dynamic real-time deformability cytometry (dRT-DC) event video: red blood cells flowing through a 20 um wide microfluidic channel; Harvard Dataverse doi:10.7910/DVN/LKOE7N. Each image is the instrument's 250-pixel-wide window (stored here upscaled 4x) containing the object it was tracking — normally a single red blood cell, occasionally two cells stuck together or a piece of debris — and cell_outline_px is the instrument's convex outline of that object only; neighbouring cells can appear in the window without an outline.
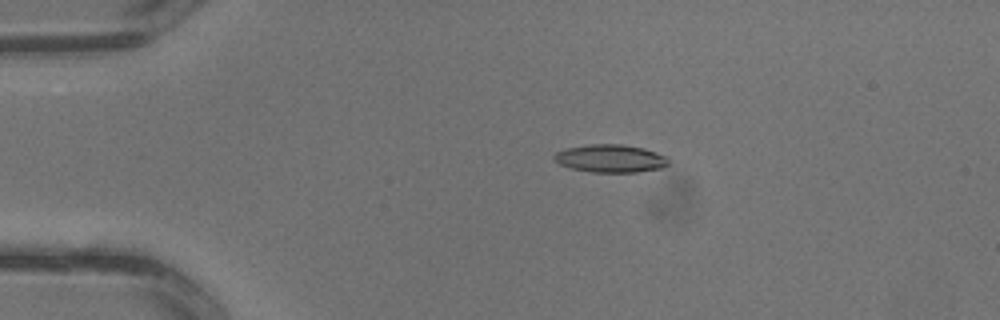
{"species": "common noctule bat (a hibernating species)", "species_latin": "Nyctalus noctula", "temperature_condition": "warm", "stored_images_in_passage": 3, "camera_frame_rate_fps": 3000, "um_per_image_px": 0.085, "animal": {"sex": "male", "body_mass_g": 13.3}, "frame": {"image": 1, "passage_image": 2, "time_ms": 0.333, "image_size_px": [1000, 320], "cell_outline_px": [[668, 164], [664, 168], [636, 172], [592, 172], [572, 168], [560, 164], [552, 156], [556, 152], [568, 148], [592, 144], [620, 144], [644, 148], [668, 156]], "centroid_in_image_um": [51.94, 13.47], "position_along_channel_um": 33.1, "area_um2": 18.5}}